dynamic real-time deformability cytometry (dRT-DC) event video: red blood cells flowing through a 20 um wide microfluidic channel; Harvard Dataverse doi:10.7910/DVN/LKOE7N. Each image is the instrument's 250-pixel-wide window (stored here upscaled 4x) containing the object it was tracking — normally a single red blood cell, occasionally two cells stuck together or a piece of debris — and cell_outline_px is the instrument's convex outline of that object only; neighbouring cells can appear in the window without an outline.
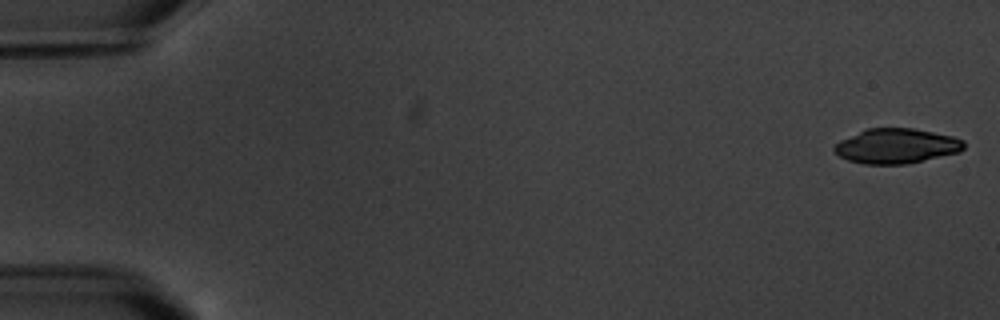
{"species": "common noctule bat (a hibernating species)", "species_latin": "Nyctalus noctula", "temperature_condition": "warm", "stored_images_in_passage": 17, "camera_frame_rate_fps": 3000, "um_per_image_px": 0.085, "animal": {"sex": "male", "body_mass_g": 20.1, "forearm_length_mm": 53.5}, "frame": {"image": 1, "passage_image": 1, "time_ms": 0.0, "image_size_px": [1000, 320], "cell_outline_px": [[964, 148], [960, 152], [908, 164], [864, 164], [848, 160], [840, 156], [832, 148], [840, 140], [868, 128], [912, 128], [952, 136], [964, 140]], "centroid_in_image_um": [76.21, 12.42], "position_along_channel_um": 8.8, "area_um2": 26.24}}
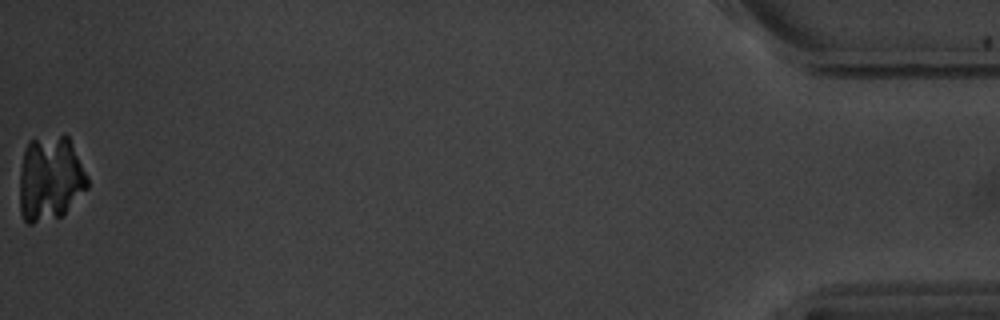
{"frame": {"image": 2, "passage_image": 17, "time_ms": 19.0, "image_size_px": [1000, 320], "cell_outline_px": [[88, 188], [60, 216], [32, 224], [28, 224], [24, 220], [20, 212], [20, 172], [24, 148], [28, 140], [60, 136], [68, 136], [88, 176]], "centroid_in_image_um": [4.25, 15.18], "position_along_channel_um": 430.9, "area_um2": 33.41}}